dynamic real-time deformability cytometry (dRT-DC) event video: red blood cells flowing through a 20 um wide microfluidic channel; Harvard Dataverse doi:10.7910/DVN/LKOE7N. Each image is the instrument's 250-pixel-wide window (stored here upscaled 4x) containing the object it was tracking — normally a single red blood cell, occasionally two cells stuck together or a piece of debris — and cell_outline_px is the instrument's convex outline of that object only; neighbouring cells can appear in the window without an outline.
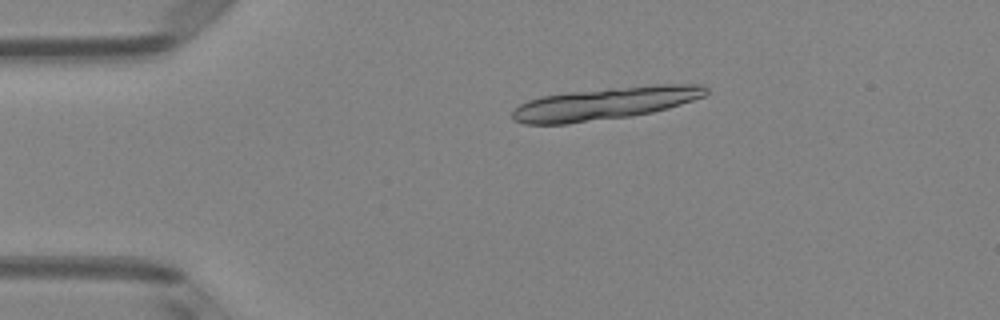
{"species": "Egyptian fruit bat (a non-hibernating species)", "species_latin": "Rousettus aegyptiacus", "temperature_condition": "room temperature", "stored_images_in_passage": 3, "segment_of_instrument_passage": [1, 2], "camera_frame_rate_fps": 3000, "um_per_image_px": 0.085, "animal": {"sex": "female"}, "frame": {"image": 1, "passage_image": 1, "time_ms": 0.0, "image_size_px": [1000, 320], "cell_outline_px": [[708, 92], [704, 96], [668, 108], [652, 112], [632, 116], [568, 124], [524, 124], [512, 120], [512, 112], [520, 104], [528, 100], [540, 96], [568, 92], [608, 88], [656, 84], [704, 84], [708, 88]], "centroid_in_image_um": [51.42, 8.79], "position_along_channel_um": 33.6, "area_um2": 36.82}}